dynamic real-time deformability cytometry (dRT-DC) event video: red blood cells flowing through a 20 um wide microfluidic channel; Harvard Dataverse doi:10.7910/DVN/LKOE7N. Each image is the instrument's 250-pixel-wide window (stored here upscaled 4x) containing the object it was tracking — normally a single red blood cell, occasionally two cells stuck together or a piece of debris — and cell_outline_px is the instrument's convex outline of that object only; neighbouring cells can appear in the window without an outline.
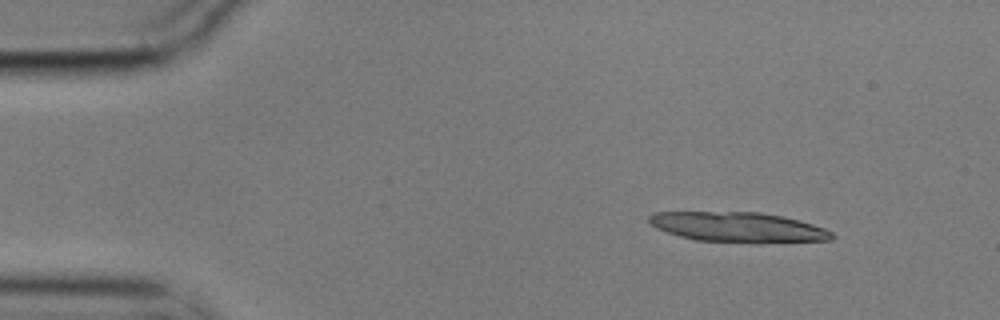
{"species": "common noctule bat (a hibernating species)", "species_latin": "Nyctalus noctula", "temperature_condition": "cold", "stored_images_in_passage": 3, "camera_frame_rate_fps": 3000, "um_per_image_px": 0.085, "animal": {"sex": "male", "body_mass_g": 17.9}, "frame": {"image": 1, "passage_image": 1, "time_ms": 0.0, "image_size_px": [1000, 320], "cell_outline_px": [[836, 236], [832, 240], [760, 244], [756, 244], [696, 240], [680, 236], [656, 228], [648, 220], [648, 216], [652, 212], [760, 212], [784, 216], [800, 220], [824, 228], [832, 232]], "centroid_in_image_um": [62.81, 19.33], "position_along_channel_um": 22.2, "area_um2": 32.6}}